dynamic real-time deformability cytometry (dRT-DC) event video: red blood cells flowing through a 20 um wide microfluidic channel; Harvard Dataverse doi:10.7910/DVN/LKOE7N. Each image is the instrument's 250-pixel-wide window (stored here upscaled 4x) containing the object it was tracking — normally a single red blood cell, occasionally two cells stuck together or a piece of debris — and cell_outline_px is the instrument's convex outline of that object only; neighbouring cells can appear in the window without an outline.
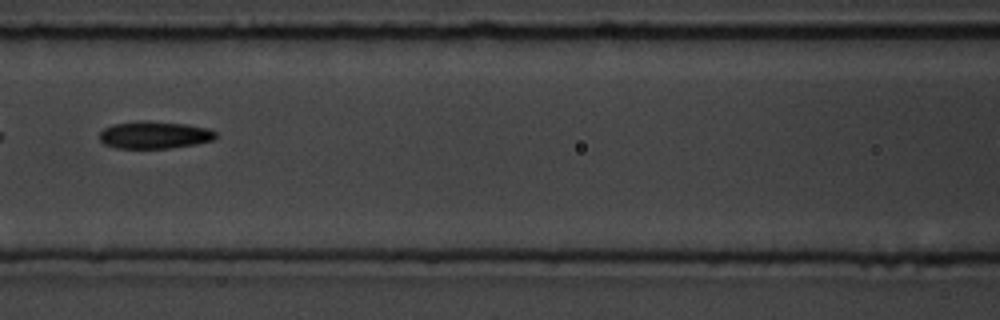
{"species": "common noctule bat (a hibernating species)", "species_latin": "Nyctalus noctula", "temperature_condition": "room temperature", "stored_images_in_passage": 6, "camera_frame_rate_fps": 3000, "um_per_image_px": 0.085, "animal": {"sex": "male", "body_mass_g": 19.5, "forearm_length_mm": 54.6}, "frame": {"image": 1, "passage_image": 4, "time_ms": 3.333, "image_size_px": [1000, 320], "cell_outline_px": [[216, 136], [212, 140], [196, 144], [168, 148], [116, 148], [104, 144], [100, 140], [100, 132], [104, 128], [112, 124], [144, 120], [148, 120], [188, 124], [208, 128], [216, 132]], "centroid_in_image_um": [13.12, 11.46], "position_along_channel_um": 153.5, "area_um2": 18.61}}
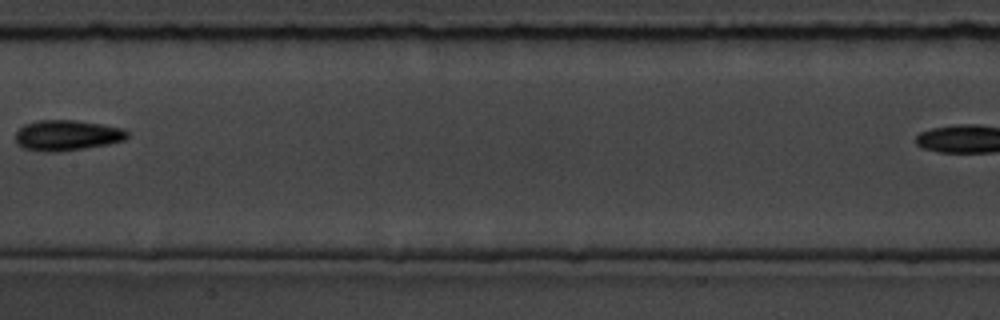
{"frame": {"image": 2, "passage_image": 5, "time_ms": 4.667, "image_size_px": [1000, 320], "cell_outline_px": [[128, 136], [124, 140], [108, 144], [60, 152], [44, 152], [24, 148], [16, 144], [16, 132], [24, 124], [40, 120], [72, 120], [100, 124], [124, 128], [128, 132]], "centroid_in_image_um": [5.68, 11.51], "position_along_channel_um": 201.7, "area_um2": 19.88}}